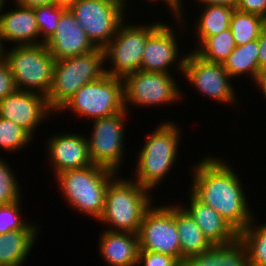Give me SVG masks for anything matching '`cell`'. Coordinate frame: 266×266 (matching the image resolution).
<instances>
[{
  "instance_id": "cell-1",
  "label": "cell",
  "mask_w": 266,
  "mask_h": 266,
  "mask_svg": "<svg viewBox=\"0 0 266 266\" xmlns=\"http://www.w3.org/2000/svg\"><path fill=\"white\" fill-rule=\"evenodd\" d=\"M228 162L215 156L202 158L191 168L193 181L188 189L240 232L255 214L251 213L240 176Z\"/></svg>"
},
{
  "instance_id": "cell-2",
  "label": "cell",
  "mask_w": 266,
  "mask_h": 266,
  "mask_svg": "<svg viewBox=\"0 0 266 266\" xmlns=\"http://www.w3.org/2000/svg\"><path fill=\"white\" fill-rule=\"evenodd\" d=\"M120 177L117 175L109 183L104 210L97 221L109 231L137 234L145 212L153 204L152 191L132 178Z\"/></svg>"
},
{
  "instance_id": "cell-3",
  "label": "cell",
  "mask_w": 266,
  "mask_h": 266,
  "mask_svg": "<svg viewBox=\"0 0 266 266\" xmlns=\"http://www.w3.org/2000/svg\"><path fill=\"white\" fill-rule=\"evenodd\" d=\"M151 132L139 152L136 168L131 176L141 186L153 190L169 175L178 156L181 128L173 121L159 123ZM172 166V167H171ZM134 174V175H132Z\"/></svg>"
},
{
  "instance_id": "cell-4",
  "label": "cell",
  "mask_w": 266,
  "mask_h": 266,
  "mask_svg": "<svg viewBox=\"0 0 266 266\" xmlns=\"http://www.w3.org/2000/svg\"><path fill=\"white\" fill-rule=\"evenodd\" d=\"M117 174L111 169L92 164L63 171L55 176V182L72 209L97 221L104 210L108 185Z\"/></svg>"
},
{
  "instance_id": "cell-5",
  "label": "cell",
  "mask_w": 266,
  "mask_h": 266,
  "mask_svg": "<svg viewBox=\"0 0 266 266\" xmlns=\"http://www.w3.org/2000/svg\"><path fill=\"white\" fill-rule=\"evenodd\" d=\"M104 50H95L55 60L52 84L47 95L49 107L57 113L58 109L82 86L96 81L105 75Z\"/></svg>"
},
{
  "instance_id": "cell-6",
  "label": "cell",
  "mask_w": 266,
  "mask_h": 266,
  "mask_svg": "<svg viewBox=\"0 0 266 266\" xmlns=\"http://www.w3.org/2000/svg\"><path fill=\"white\" fill-rule=\"evenodd\" d=\"M17 90L30 91L47 97L53 77L55 59L45 44L13 45L1 49Z\"/></svg>"
},
{
  "instance_id": "cell-7",
  "label": "cell",
  "mask_w": 266,
  "mask_h": 266,
  "mask_svg": "<svg viewBox=\"0 0 266 266\" xmlns=\"http://www.w3.org/2000/svg\"><path fill=\"white\" fill-rule=\"evenodd\" d=\"M143 24H132L125 20L119 26L115 36L103 48L104 60L112 69L105 66V74L124 78L140 70L144 46L148 37L163 23L158 20ZM128 23V25H127ZM138 25V26H137Z\"/></svg>"
},
{
  "instance_id": "cell-8",
  "label": "cell",
  "mask_w": 266,
  "mask_h": 266,
  "mask_svg": "<svg viewBox=\"0 0 266 266\" xmlns=\"http://www.w3.org/2000/svg\"><path fill=\"white\" fill-rule=\"evenodd\" d=\"M124 107L123 79L105 74L82 86L58 111H72L87 120L113 115Z\"/></svg>"
},
{
  "instance_id": "cell-9",
  "label": "cell",
  "mask_w": 266,
  "mask_h": 266,
  "mask_svg": "<svg viewBox=\"0 0 266 266\" xmlns=\"http://www.w3.org/2000/svg\"><path fill=\"white\" fill-rule=\"evenodd\" d=\"M179 87L170 73L139 70L123 78L124 107L129 112L132 105L146 108L176 103L183 99Z\"/></svg>"
},
{
  "instance_id": "cell-10",
  "label": "cell",
  "mask_w": 266,
  "mask_h": 266,
  "mask_svg": "<svg viewBox=\"0 0 266 266\" xmlns=\"http://www.w3.org/2000/svg\"><path fill=\"white\" fill-rule=\"evenodd\" d=\"M129 112L123 110L92 120V132L87 137L92 164L120 172L125 151V119ZM125 149V150H124ZM122 162V163H121Z\"/></svg>"
},
{
  "instance_id": "cell-11",
  "label": "cell",
  "mask_w": 266,
  "mask_h": 266,
  "mask_svg": "<svg viewBox=\"0 0 266 266\" xmlns=\"http://www.w3.org/2000/svg\"><path fill=\"white\" fill-rule=\"evenodd\" d=\"M96 48H104L126 19L125 10L111 0H79L69 8Z\"/></svg>"
},
{
  "instance_id": "cell-12",
  "label": "cell",
  "mask_w": 266,
  "mask_h": 266,
  "mask_svg": "<svg viewBox=\"0 0 266 266\" xmlns=\"http://www.w3.org/2000/svg\"><path fill=\"white\" fill-rule=\"evenodd\" d=\"M169 205L159 207L152 204L145 212L137 233L140 250L168 254L181 263V245L174 204Z\"/></svg>"
},
{
  "instance_id": "cell-13",
  "label": "cell",
  "mask_w": 266,
  "mask_h": 266,
  "mask_svg": "<svg viewBox=\"0 0 266 266\" xmlns=\"http://www.w3.org/2000/svg\"><path fill=\"white\" fill-rule=\"evenodd\" d=\"M182 75L203 97L227 106L238 102L232 79L221 63L204 60L191 50L186 56Z\"/></svg>"
},
{
  "instance_id": "cell-14",
  "label": "cell",
  "mask_w": 266,
  "mask_h": 266,
  "mask_svg": "<svg viewBox=\"0 0 266 266\" xmlns=\"http://www.w3.org/2000/svg\"><path fill=\"white\" fill-rule=\"evenodd\" d=\"M173 29V27H170V24L168 25V22H163L148 37L144 46L140 70L173 74L170 69L177 67L178 73H183L187 54L179 57L180 49L177 42L179 40L176 38L177 36Z\"/></svg>"
},
{
  "instance_id": "cell-15",
  "label": "cell",
  "mask_w": 266,
  "mask_h": 266,
  "mask_svg": "<svg viewBox=\"0 0 266 266\" xmlns=\"http://www.w3.org/2000/svg\"><path fill=\"white\" fill-rule=\"evenodd\" d=\"M53 112L47 97L36 92L16 90L0 100V117L21 126L33 138L37 127L53 117Z\"/></svg>"
},
{
  "instance_id": "cell-16",
  "label": "cell",
  "mask_w": 266,
  "mask_h": 266,
  "mask_svg": "<svg viewBox=\"0 0 266 266\" xmlns=\"http://www.w3.org/2000/svg\"><path fill=\"white\" fill-rule=\"evenodd\" d=\"M52 163L53 172L57 174L71 169H80L92 165L86 134L56 133L47 138L45 143Z\"/></svg>"
},
{
  "instance_id": "cell-17",
  "label": "cell",
  "mask_w": 266,
  "mask_h": 266,
  "mask_svg": "<svg viewBox=\"0 0 266 266\" xmlns=\"http://www.w3.org/2000/svg\"><path fill=\"white\" fill-rule=\"evenodd\" d=\"M7 1L3 0L0 6V48H5L4 42L6 44L10 41L14 45L40 44V33L34 8L14 3L15 9L3 12Z\"/></svg>"
},
{
  "instance_id": "cell-18",
  "label": "cell",
  "mask_w": 266,
  "mask_h": 266,
  "mask_svg": "<svg viewBox=\"0 0 266 266\" xmlns=\"http://www.w3.org/2000/svg\"><path fill=\"white\" fill-rule=\"evenodd\" d=\"M45 45L55 60L75 57L96 49L69 9L62 13L55 33Z\"/></svg>"
},
{
  "instance_id": "cell-19",
  "label": "cell",
  "mask_w": 266,
  "mask_h": 266,
  "mask_svg": "<svg viewBox=\"0 0 266 266\" xmlns=\"http://www.w3.org/2000/svg\"><path fill=\"white\" fill-rule=\"evenodd\" d=\"M190 198L183 208L195 220V223L212 245H224L234 242L239 232L212 207L200 201L191 191Z\"/></svg>"
},
{
  "instance_id": "cell-20",
  "label": "cell",
  "mask_w": 266,
  "mask_h": 266,
  "mask_svg": "<svg viewBox=\"0 0 266 266\" xmlns=\"http://www.w3.org/2000/svg\"><path fill=\"white\" fill-rule=\"evenodd\" d=\"M100 256L109 266H137L139 256L138 234L128 232L101 231Z\"/></svg>"
},
{
  "instance_id": "cell-21",
  "label": "cell",
  "mask_w": 266,
  "mask_h": 266,
  "mask_svg": "<svg viewBox=\"0 0 266 266\" xmlns=\"http://www.w3.org/2000/svg\"><path fill=\"white\" fill-rule=\"evenodd\" d=\"M182 266H250L247 249L239 237L232 243L212 245L206 251L183 260Z\"/></svg>"
},
{
  "instance_id": "cell-22",
  "label": "cell",
  "mask_w": 266,
  "mask_h": 266,
  "mask_svg": "<svg viewBox=\"0 0 266 266\" xmlns=\"http://www.w3.org/2000/svg\"><path fill=\"white\" fill-rule=\"evenodd\" d=\"M180 204L182 203L174 204V216L180 239L182 264L184 259L206 251L212 244L204 236L195 220Z\"/></svg>"
},
{
  "instance_id": "cell-23",
  "label": "cell",
  "mask_w": 266,
  "mask_h": 266,
  "mask_svg": "<svg viewBox=\"0 0 266 266\" xmlns=\"http://www.w3.org/2000/svg\"><path fill=\"white\" fill-rule=\"evenodd\" d=\"M38 234L39 230H18L0 234V266H23L33 246H36L34 244Z\"/></svg>"
},
{
  "instance_id": "cell-24",
  "label": "cell",
  "mask_w": 266,
  "mask_h": 266,
  "mask_svg": "<svg viewBox=\"0 0 266 266\" xmlns=\"http://www.w3.org/2000/svg\"><path fill=\"white\" fill-rule=\"evenodd\" d=\"M259 43L258 39L248 42L241 46H236L234 51L223 62L224 69L235 79L244 74L252 81H255L257 75L261 72L259 68ZM249 74V75H247Z\"/></svg>"
},
{
  "instance_id": "cell-25",
  "label": "cell",
  "mask_w": 266,
  "mask_h": 266,
  "mask_svg": "<svg viewBox=\"0 0 266 266\" xmlns=\"http://www.w3.org/2000/svg\"><path fill=\"white\" fill-rule=\"evenodd\" d=\"M199 20H196L197 43L200 45L207 37L214 36L230 28L235 7L204 5Z\"/></svg>"
},
{
  "instance_id": "cell-26",
  "label": "cell",
  "mask_w": 266,
  "mask_h": 266,
  "mask_svg": "<svg viewBox=\"0 0 266 266\" xmlns=\"http://www.w3.org/2000/svg\"><path fill=\"white\" fill-rule=\"evenodd\" d=\"M255 219L239 232V239L247 249L250 266H266V222L255 224Z\"/></svg>"
},
{
  "instance_id": "cell-27",
  "label": "cell",
  "mask_w": 266,
  "mask_h": 266,
  "mask_svg": "<svg viewBox=\"0 0 266 266\" xmlns=\"http://www.w3.org/2000/svg\"><path fill=\"white\" fill-rule=\"evenodd\" d=\"M235 47L232 31L228 28L217 35L207 37L193 51L204 60L223 64Z\"/></svg>"
},
{
  "instance_id": "cell-28",
  "label": "cell",
  "mask_w": 266,
  "mask_h": 266,
  "mask_svg": "<svg viewBox=\"0 0 266 266\" xmlns=\"http://www.w3.org/2000/svg\"><path fill=\"white\" fill-rule=\"evenodd\" d=\"M266 19L258 15L234 10L230 21V29L236 46L244 45L259 38L261 28Z\"/></svg>"
},
{
  "instance_id": "cell-29",
  "label": "cell",
  "mask_w": 266,
  "mask_h": 266,
  "mask_svg": "<svg viewBox=\"0 0 266 266\" xmlns=\"http://www.w3.org/2000/svg\"><path fill=\"white\" fill-rule=\"evenodd\" d=\"M33 137L21 126L9 119L0 117V150L15 153L27 147Z\"/></svg>"
},
{
  "instance_id": "cell-30",
  "label": "cell",
  "mask_w": 266,
  "mask_h": 266,
  "mask_svg": "<svg viewBox=\"0 0 266 266\" xmlns=\"http://www.w3.org/2000/svg\"><path fill=\"white\" fill-rule=\"evenodd\" d=\"M65 10V8L58 6L56 3L34 7V14L40 33V44H45L55 33L61 15Z\"/></svg>"
},
{
  "instance_id": "cell-31",
  "label": "cell",
  "mask_w": 266,
  "mask_h": 266,
  "mask_svg": "<svg viewBox=\"0 0 266 266\" xmlns=\"http://www.w3.org/2000/svg\"><path fill=\"white\" fill-rule=\"evenodd\" d=\"M23 200H18L7 205H0V234L18 230H38L37 224L22 220V204Z\"/></svg>"
},
{
  "instance_id": "cell-32",
  "label": "cell",
  "mask_w": 266,
  "mask_h": 266,
  "mask_svg": "<svg viewBox=\"0 0 266 266\" xmlns=\"http://www.w3.org/2000/svg\"><path fill=\"white\" fill-rule=\"evenodd\" d=\"M14 173L0 154V205H7L22 199V192H20L22 184H19Z\"/></svg>"
},
{
  "instance_id": "cell-33",
  "label": "cell",
  "mask_w": 266,
  "mask_h": 266,
  "mask_svg": "<svg viewBox=\"0 0 266 266\" xmlns=\"http://www.w3.org/2000/svg\"><path fill=\"white\" fill-rule=\"evenodd\" d=\"M182 266L173 256L162 253L139 250L137 266Z\"/></svg>"
},
{
  "instance_id": "cell-34",
  "label": "cell",
  "mask_w": 266,
  "mask_h": 266,
  "mask_svg": "<svg viewBox=\"0 0 266 266\" xmlns=\"http://www.w3.org/2000/svg\"><path fill=\"white\" fill-rule=\"evenodd\" d=\"M17 90L7 61L0 56V100Z\"/></svg>"
},
{
  "instance_id": "cell-35",
  "label": "cell",
  "mask_w": 266,
  "mask_h": 266,
  "mask_svg": "<svg viewBox=\"0 0 266 266\" xmlns=\"http://www.w3.org/2000/svg\"><path fill=\"white\" fill-rule=\"evenodd\" d=\"M235 9L266 19V0H237Z\"/></svg>"
},
{
  "instance_id": "cell-36",
  "label": "cell",
  "mask_w": 266,
  "mask_h": 266,
  "mask_svg": "<svg viewBox=\"0 0 266 266\" xmlns=\"http://www.w3.org/2000/svg\"><path fill=\"white\" fill-rule=\"evenodd\" d=\"M157 1V2H156ZM160 1L165 2V6L168 5L169 7V11L171 12V15L173 16V19L175 20V25H177V27H179L181 29V27L184 29H186L184 22L186 23L185 19H184V7H183V0H152V2L155 4H157L158 2L160 3ZM183 12V13H182ZM175 17V18H174ZM181 26V27H180Z\"/></svg>"
},
{
  "instance_id": "cell-37",
  "label": "cell",
  "mask_w": 266,
  "mask_h": 266,
  "mask_svg": "<svg viewBox=\"0 0 266 266\" xmlns=\"http://www.w3.org/2000/svg\"><path fill=\"white\" fill-rule=\"evenodd\" d=\"M258 43H259V54H258L259 68L262 71L266 69V21L261 28V32L258 38Z\"/></svg>"
},
{
  "instance_id": "cell-38",
  "label": "cell",
  "mask_w": 266,
  "mask_h": 266,
  "mask_svg": "<svg viewBox=\"0 0 266 266\" xmlns=\"http://www.w3.org/2000/svg\"><path fill=\"white\" fill-rule=\"evenodd\" d=\"M199 6L204 5H218V6H228V7H236L237 0H196Z\"/></svg>"
},
{
  "instance_id": "cell-39",
  "label": "cell",
  "mask_w": 266,
  "mask_h": 266,
  "mask_svg": "<svg viewBox=\"0 0 266 266\" xmlns=\"http://www.w3.org/2000/svg\"><path fill=\"white\" fill-rule=\"evenodd\" d=\"M13 1H14L13 3H17L18 5L30 8L54 3V0H13Z\"/></svg>"
},
{
  "instance_id": "cell-40",
  "label": "cell",
  "mask_w": 266,
  "mask_h": 266,
  "mask_svg": "<svg viewBox=\"0 0 266 266\" xmlns=\"http://www.w3.org/2000/svg\"><path fill=\"white\" fill-rule=\"evenodd\" d=\"M255 84L256 88L259 87V90L261 93H263V97L266 98V71L262 70L256 77L255 81L253 82V85Z\"/></svg>"
},
{
  "instance_id": "cell-41",
  "label": "cell",
  "mask_w": 266,
  "mask_h": 266,
  "mask_svg": "<svg viewBox=\"0 0 266 266\" xmlns=\"http://www.w3.org/2000/svg\"><path fill=\"white\" fill-rule=\"evenodd\" d=\"M77 1H79V0H54V3H56L60 7H63L65 9H69Z\"/></svg>"
},
{
  "instance_id": "cell-42",
  "label": "cell",
  "mask_w": 266,
  "mask_h": 266,
  "mask_svg": "<svg viewBox=\"0 0 266 266\" xmlns=\"http://www.w3.org/2000/svg\"><path fill=\"white\" fill-rule=\"evenodd\" d=\"M112 2L118 4L119 6H121L124 10H128L127 8V0H111ZM130 1V0H128ZM126 6V7H125Z\"/></svg>"
}]
</instances>
